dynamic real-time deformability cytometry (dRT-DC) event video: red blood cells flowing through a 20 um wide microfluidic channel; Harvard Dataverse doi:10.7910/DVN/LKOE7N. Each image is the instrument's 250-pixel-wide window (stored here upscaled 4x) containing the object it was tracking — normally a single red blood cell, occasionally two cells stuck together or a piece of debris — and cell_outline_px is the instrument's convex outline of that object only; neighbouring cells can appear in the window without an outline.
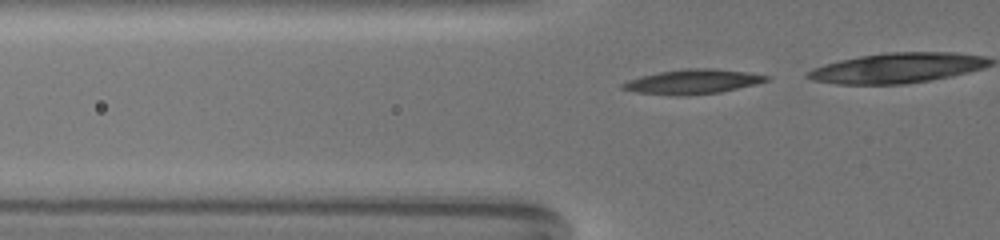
{"species": "common noctule bat (a hibernating species)", "species_latin": "Nyctalus noctula", "temperature_condition": "warm", "stored_images_in_passage": 30, "camera_frame_rate_fps": 3000, "um_per_image_px": 0.085, "animal": {"sex": "female", "body_mass_g": 19.5, "forearm_length_mm": 54.1}, "frame": {"image": 1, "passage_image": 22, "time_ms": 7.0, "image_size_px": [1000, 240], "cell_outline_px": [[772, 76], [768, 80], [756, 84], [720, 92], [684, 96], [676, 96], [636, 92], [620, 88], [620, 84], [628, 80], [640, 76], [660, 72], [688, 68], [712, 68], [748, 72]], "centroid_in_image_um": [58.88, 6.94], "position_along_channel_um": 66.9, "area_um2": 20.63}}
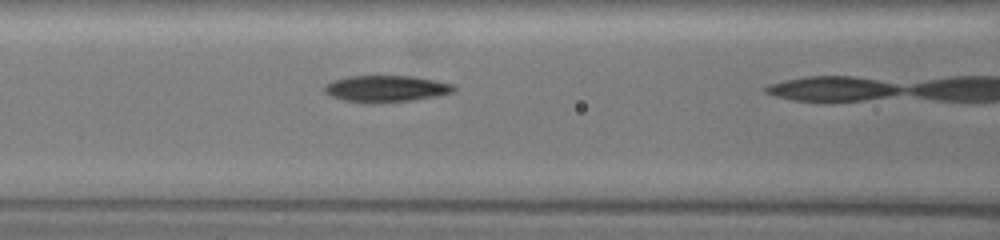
{"frame": {"image": 2, "passage_image": 29, "time_ms": 9.333, "image_size_px": [1000, 240], "cell_outline_px": [[456, 88], [452, 92], [436, 96], [412, 100], [372, 104], [368, 104], [344, 100], [332, 96], [324, 92], [324, 88], [328, 84], [336, 80], [348, 76], [416, 76], [452, 84]], "centroid_in_image_um": [32.82, 7.55], "position_along_channel_um": 133.8, "area_um2": 19.94}}